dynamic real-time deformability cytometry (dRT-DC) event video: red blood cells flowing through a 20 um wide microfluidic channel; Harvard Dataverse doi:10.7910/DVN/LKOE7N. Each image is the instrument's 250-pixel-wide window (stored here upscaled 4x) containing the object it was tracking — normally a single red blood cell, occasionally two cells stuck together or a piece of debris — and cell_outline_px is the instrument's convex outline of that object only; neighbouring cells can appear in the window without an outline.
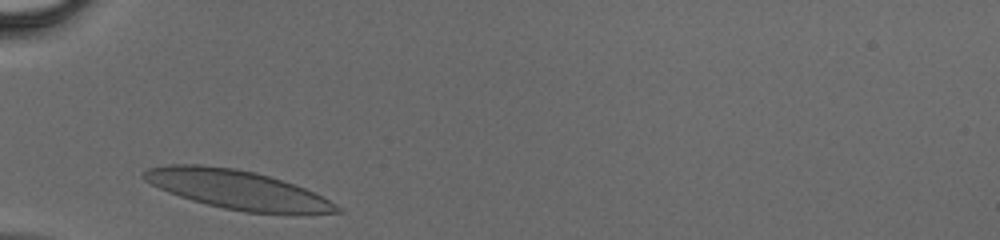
{"species": "human", "species_latin": "Homo sapiens", "temperature_condition": "cold", "stored_images_in_passage": 23, "camera_frame_rate_fps": 3000, "um_per_image_px": 0.085, "donor": {"sex": "male"}, "frame": {"image": 1, "passage_image": 1, "time_ms": 0.0, "image_size_px": [1000, 240], "cell_outline_px": [[344, 212], [244, 212], [224, 208], [192, 200], [168, 192], [144, 180], [140, 176], [148, 168], [168, 164], [200, 164], [236, 168], [256, 172], [304, 188], [344, 208]], "centroid_in_image_um": [20.08, 16.08], "position_along_channel_um": 64.9, "area_um2": 42.83}}
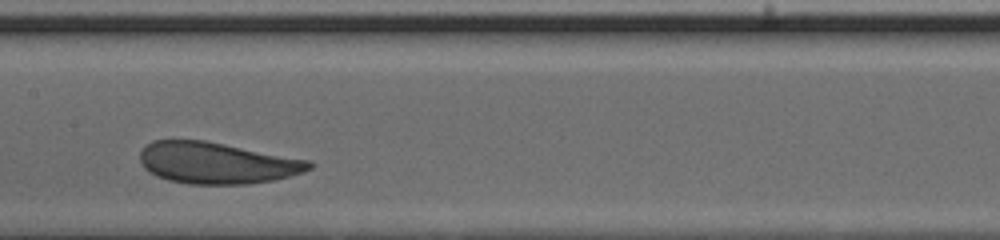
{"frame": {"image": 2, "passage_image": 10, "time_ms": 3.0, "image_size_px": [1000, 240], "cell_outline_px": [[312, 168], [276, 180], [252, 184], [188, 184], [168, 180], [156, 176], [144, 168], [140, 160], [140, 152], [152, 140], [204, 140], [312, 160]], "centroid_in_image_um": [18.44, 13.85], "position_along_channel_um": 189.0, "area_um2": 40.98}}
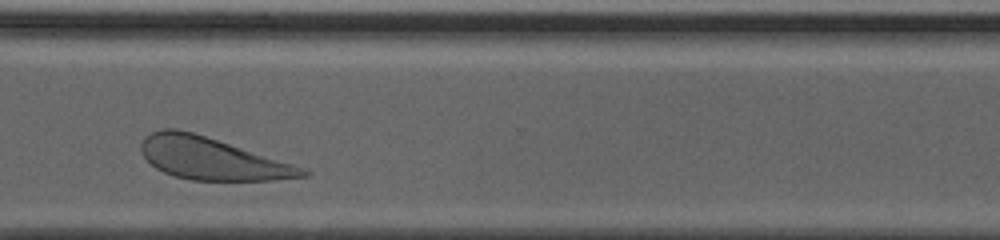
{"frame": {"image": 3, "passage_image": 21, "time_ms": 6.667, "image_size_px": [1000, 240], "cell_outline_px": [[312, 172], [308, 176], [276, 180], [192, 180], [176, 176], [164, 172], [156, 168], [144, 156], [140, 148], [140, 144], [152, 132], [160, 128], [176, 128], [192, 132], [304, 168]], "centroid_in_image_um": [17.99, 13.49], "position_along_channel_um": 352.6, "area_um2": 38.84}}